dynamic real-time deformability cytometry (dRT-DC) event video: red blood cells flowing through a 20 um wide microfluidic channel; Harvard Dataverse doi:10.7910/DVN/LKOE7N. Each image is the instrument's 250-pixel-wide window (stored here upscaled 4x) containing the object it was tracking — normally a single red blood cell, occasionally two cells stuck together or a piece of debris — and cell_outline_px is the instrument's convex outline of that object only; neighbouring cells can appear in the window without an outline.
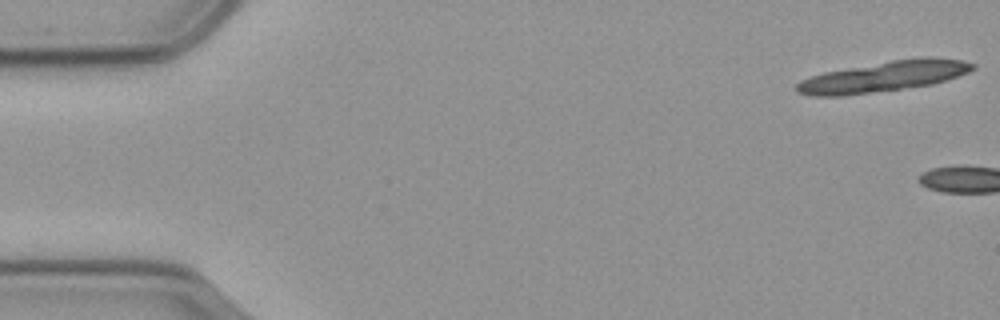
{"species": "common noctule bat (a hibernating species)", "species_latin": "Nyctalus noctula", "temperature_condition": "cold", "stored_images_in_passage": 3, "camera_frame_rate_fps": 3000, "um_per_image_px": 0.085, "animal": {"sex": "male", "body_mass_g": 23.1, "forearm_length_mm": 52.7}, "frame": {"image": 1, "passage_image": 1, "time_ms": 0.0, "image_size_px": [1000, 320], "cell_outline_px": [[976, 68], [968, 72], [948, 80], [932, 84], [840, 96], [812, 96], [796, 92], [796, 84], [800, 80], [824, 72], [892, 60], [920, 56], [928, 56], [964, 60], [976, 64]], "centroid_in_image_um": [75.15, 6.48], "position_along_channel_um": 9.8, "area_um2": 31.21}}